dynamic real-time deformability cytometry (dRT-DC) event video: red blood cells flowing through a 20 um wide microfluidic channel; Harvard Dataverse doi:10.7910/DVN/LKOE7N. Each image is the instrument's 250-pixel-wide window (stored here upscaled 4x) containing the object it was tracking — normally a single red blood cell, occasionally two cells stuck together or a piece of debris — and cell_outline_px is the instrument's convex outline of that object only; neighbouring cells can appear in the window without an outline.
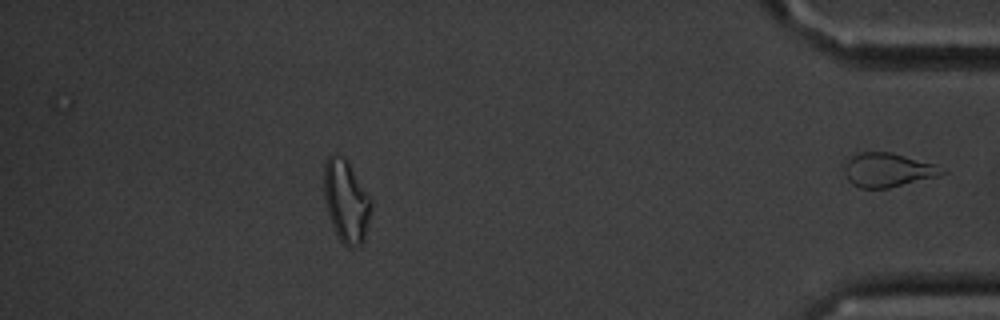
{"species": "common noctule bat (a hibernating species)", "species_latin": "Nyctalus noctula", "temperature_condition": "cold", "stored_images_in_passage": 52, "segment_of_instrument_passage": [2, 2], "camera_frame_rate_fps": 3000, "um_per_image_px": 0.085, "animal": {"sex": "male", "body_mass_g": 20.1, "forearm_length_mm": 53.5}, "frame": {"image": 1, "passage_image": 52, "time_ms": 17.0, "image_size_px": [1000, 320], "cell_outline_px": [[948, 172], [936, 176], [888, 188], [860, 188], [852, 184], [848, 180], [844, 172], [844, 164], [852, 156], [860, 152], [888, 152], [936, 164], [944, 168]], "centroid_in_image_um": [75.45, 14.45], "position_along_channel_um": 359.8, "area_um2": 19.13}}